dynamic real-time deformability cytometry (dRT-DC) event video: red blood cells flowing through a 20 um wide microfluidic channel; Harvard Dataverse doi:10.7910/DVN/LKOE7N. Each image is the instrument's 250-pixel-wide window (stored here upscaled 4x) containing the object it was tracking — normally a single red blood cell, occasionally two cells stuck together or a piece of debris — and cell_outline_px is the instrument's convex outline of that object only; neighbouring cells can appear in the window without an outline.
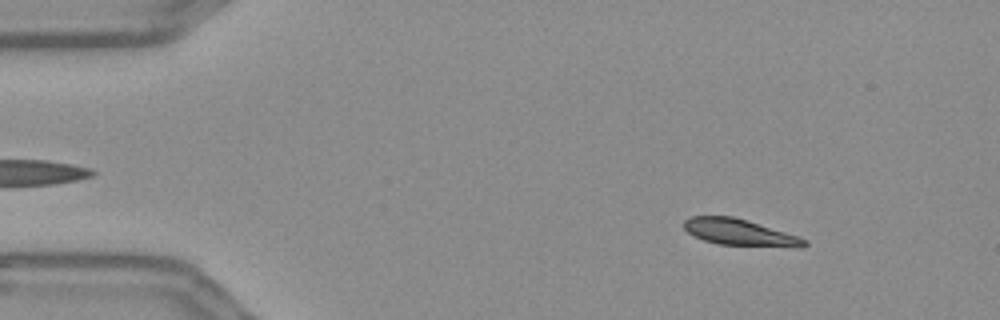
{"species": "Egyptian fruit bat (a non-hibernating species)", "species_latin": "Rousettus aegyptiacus", "temperature_condition": "warm", "stored_images_in_passage": 55, "camera_frame_rate_fps": 3000, "um_per_image_px": 0.085, "frame": {"image": 1, "passage_image": 7, "time_ms": 2.0, "image_size_px": [1000, 320], "cell_outline_px": [[808, 244], [804, 248], [796, 248], [720, 244], [704, 240], [688, 232], [684, 228], [684, 220], [692, 216], [732, 216], [800, 236], [808, 240]], "centroid_in_image_um": [62.96, 19.77], "position_along_channel_um": 22.0, "area_um2": 18.61}}
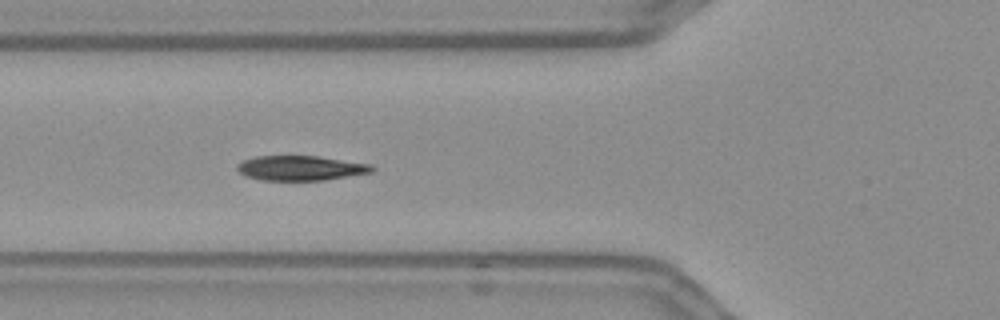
{"frame": {"image": 2, "passage_image": 20, "time_ms": 6.333, "image_size_px": [1000, 320], "cell_outline_px": [[376, 168], [372, 172], [324, 180], [260, 180], [244, 176], [236, 168], [236, 164], [244, 160], [256, 156], [320, 156], [372, 164]], "centroid_in_image_um": [25.56, 14.28], "position_along_channel_um": 100.2, "area_um2": 19.59}}
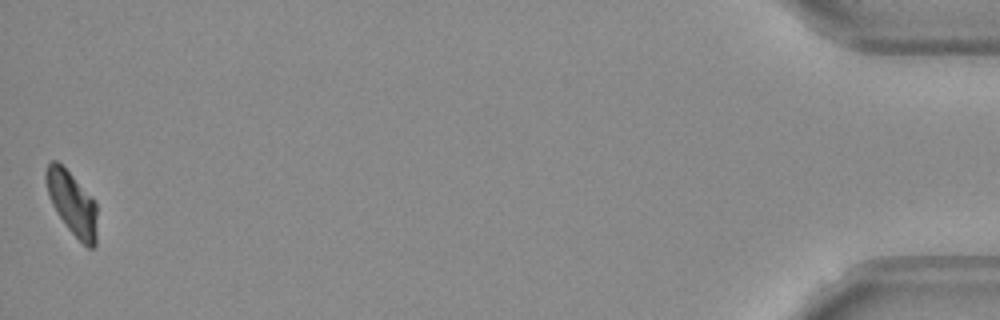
{"frame": {"image": 3, "passage_image": 55, "time_ms": 18.0, "image_size_px": [1000, 320], "cell_outline_px": [[96, 244], [92, 248], [88, 248], [68, 228], [52, 204], [48, 192], [44, 176], [44, 172], [48, 164], [52, 160], [56, 160], [96, 200]], "centroid_in_image_um": [6.13, 17.26], "position_along_channel_um": 429.1, "area_um2": 18.5}, "authors_computed_cell_mechanics": {"area_um2": 19.9988, "velocity_mm_per_s": 3.6406, "shape_relaxation_time_tau1_ms": 2.966, "shape_relaxation_time_tau2_ms": 1.56, "deformation_change_tau1": 0.1509, "deformation_change_tau2": 0.0399}}